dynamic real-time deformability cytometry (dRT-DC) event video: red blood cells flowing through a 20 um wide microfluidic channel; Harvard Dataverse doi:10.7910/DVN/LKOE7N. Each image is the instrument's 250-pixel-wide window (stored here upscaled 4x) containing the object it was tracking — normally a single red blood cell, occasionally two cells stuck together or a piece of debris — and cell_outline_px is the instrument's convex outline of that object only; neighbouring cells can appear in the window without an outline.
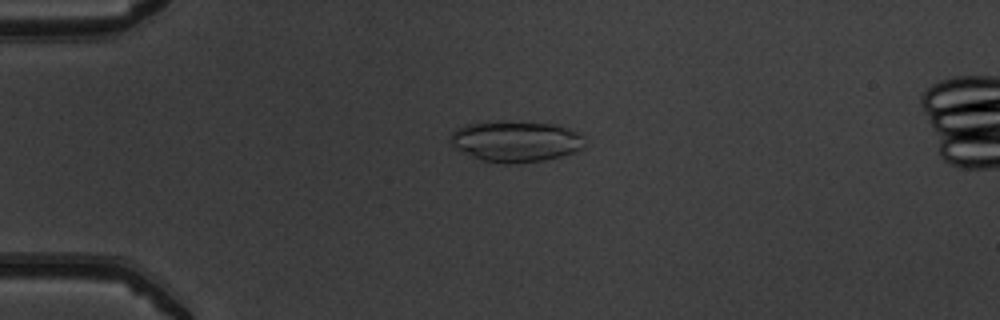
{"species": "common noctule bat (a hibernating species)", "species_latin": "Nyctalus noctula", "temperature_condition": "warm", "stored_images_in_passage": 47, "camera_frame_rate_fps": 3000, "um_per_image_px": 0.085, "animal": {"sex": "male", "body_mass_g": 19.5, "forearm_length_mm": 54.6}, "frame": {"image": 1, "passage_image": 9, "time_ms": 2.667, "image_size_px": [1000, 320], "cell_outline_px": [[584, 144], [576, 152], [544, 160], [508, 164], [504, 164], [480, 160], [456, 148], [448, 140], [452, 132], [456, 128], [468, 124], [556, 124], [580, 132]], "centroid_in_image_um": [43.85, 12.06], "position_along_channel_um": 41.2, "area_um2": 30.98}}
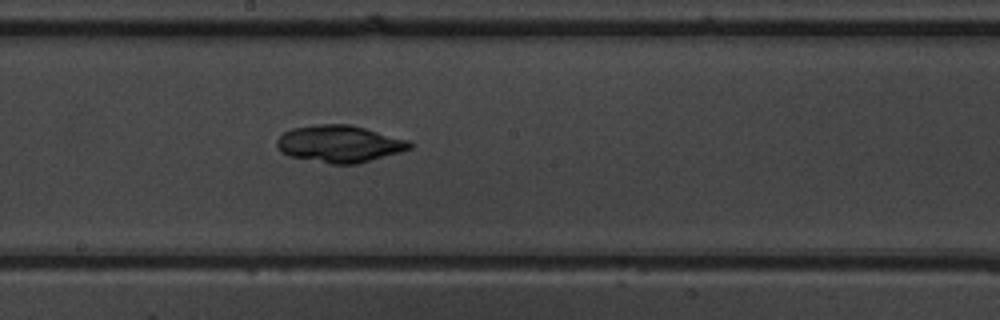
{"frame": {"image": 2, "passage_image": 25, "time_ms": 8.0, "image_size_px": [1000, 320], "cell_outline_px": [[416, 144], [412, 148], [400, 152], [356, 164], [332, 164], [288, 156], [276, 144], [276, 140], [284, 132], [292, 128], [316, 124], [352, 124], [408, 140]], "centroid_in_image_um": [28.89, 12.21], "position_along_channel_um": 219.3, "area_um2": 28.67}}
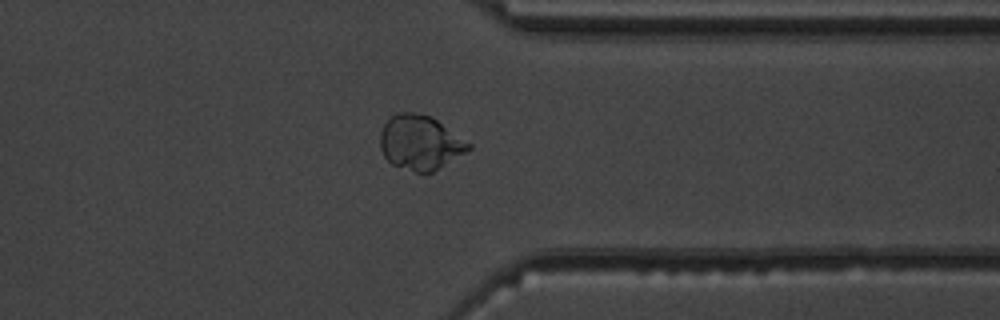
{"frame": {"image": 3, "passage_image": 37, "time_ms": 12.0, "image_size_px": [1000, 320], "cell_outline_px": [[472, 148], [432, 172], [416, 172], [392, 164], [384, 156], [380, 148], [380, 132], [384, 124], [392, 116], [400, 112], [412, 112], [428, 116], [436, 120], [472, 144]], "centroid_in_image_um": [35.7, 12.12], "position_along_channel_um": 375.7, "area_um2": 27.63}, "authors_computed_cell_mechanics": {"area_um2": 29.189, "velocity_mm_per_s": 3.9646, "shape_relaxation_time_tau1_ms": 8.129, "shape_relaxation_time_tau2_ms": 7.0498, "deformation_change_tau1": 0.1888, "deformation_change_tau2": 0.0868}}